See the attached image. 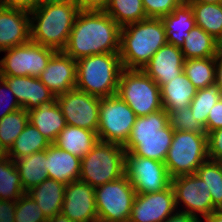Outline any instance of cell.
Segmentation results:
<instances>
[{
  "label": "cell",
  "instance_id": "obj_1",
  "mask_svg": "<svg viewBox=\"0 0 222 222\" xmlns=\"http://www.w3.org/2000/svg\"><path fill=\"white\" fill-rule=\"evenodd\" d=\"M121 27L106 13L79 11L63 52L74 60L119 53Z\"/></svg>",
  "mask_w": 222,
  "mask_h": 222
},
{
  "label": "cell",
  "instance_id": "obj_2",
  "mask_svg": "<svg viewBox=\"0 0 222 222\" xmlns=\"http://www.w3.org/2000/svg\"><path fill=\"white\" fill-rule=\"evenodd\" d=\"M166 44L161 18H147L121 27L119 55L123 69L142 70Z\"/></svg>",
  "mask_w": 222,
  "mask_h": 222
},
{
  "label": "cell",
  "instance_id": "obj_3",
  "mask_svg": "<svg viewBox=\"0 0 222 222\" xmlns=\"http://www.w3.org/2000/svg\"><path fill=\"white\" fill-rule=\"evenodd\" d=\"M78 12L76 2L37 6L29 13L31 41L63 51Z\"/></svg>",
  "mask_w": 222,
  "mask_h": 222
},
{
  "label": "cell",
  "instance_id": "obj_4",
  "mask_svg": "<svg viewBox=\"0 0 222 222\" xmlns=\"http://www.w3.org/2000/svg\"><path fill=\"white\" fill-rule=\"evenodd\" d=\"M174 130L168 123V112L163 108L146 116L137 117L126 144V152L164 162L172 143Z\"/></svg>",
  "mask_w": 222,
  "mask_h": 222
},
{
  "label": "cell",
  "instance_id": "obj_5",
  "mask_svg": "<svg viewBox=\"0 0 222 222\" xmlns=\"http://www.w3.org/2000/svg\"><path fill=\"white\" fill-rule=\"evenodd\" d=\"M78 90L101 98L115 95L123 70L119 53H102L78 59Z\"/></svg>",
  "mask_w": 222,
  "mask_h": 222
},
{
  "label": "cell",
  "instance_id": "obj_6",
  "mask_svg": "<svg viewBox=\"0 0 222 222\" xmlns=\"http://www.w3.org/2000/svg\"><path fill=\"white\" fill-rule=\"evenodd\" d=\"M125 149L99 141L81 159L80 178L92 187L115 181L125 175Z\"/></svg>",
  "mask_w": 222,
  "mask_h": 222
},
{
  "label": "cell",
  "instance_id": "obj_7",
  "mask_svg": "<svg viewBox=\"0 0 222 222\" xmlns=\"http://www.w3.org/2000/svg\"><path fill=\"white\" fill-rule=\"evenodd\" d=\"M207 134L174 131L164 164L171 178L195 174L202 163L207 161Z\"/></svg>",
  "mask_w": 222,
  "mask_h": 222
},
{
  "label": "cell",
  "instance_id": "obj_8",
  "mask_svg": "<svg viewBox=\"0 0 222 222\" xmlns=\"http://www.w3.org/2000/svg\"><path fill=\"white\" fill-rule=\"evenodd\" d=\"M116 94L137 117L163 109L160 87L143 70L123 69Z\"/></svg>",
  "mask_w": 222,
  "mask_h": 222
},
{
  "label": "cell",
  "instance_id": "obj_9",
  "mask_svg": "<svg viewBox=\"0 0 222 222\" xmlns=\"http://www.w3.org/2000/svg\"><path fill=\"white\" fill-rule=\"evenodd\" d=\"M137 116L117 94L101 98L97 137L124 146Z\"/></svg>",
  "mask_w": 222,
  "mask_h": 222
},
{
  "label": "cell",
  "instance_id": "obj_10",
  "mask_svg": "<svg viewBox=\"0 0 222 222\" xmlns=\"http://www.w3.org/2000/svg\"><path fill=\"white\" fill-rule=\"evenodd\" d=\"M135 195L125 175L95 187L98 222H128Z\"/></svg>",
  "mask_w": 222,
  "mask_h": 222
},
{
  "label": "cell",
  "instance_id": "obj_11",
  "mask_svg": "<svg viewBox=\"0 0 222 222\" xmlns=\"http://www.w3.org/2000/svg\"><path fill=\"white\" fill-rule=\"evenodd\" d=\"M3 52L7 53L0 60V76H32L38 78L56 50L30 40Z\"/></svg>",
  "mask_w": 222,
  "mask_h": 222
},
{
  "label": "cell",
  "instance_id": "obj_12",
  "mask_svg": "<svg viewBox=\"0 0 222 222\" xmlns=\"http://www.w3.org/2000/svg\"><path fill=\"white\" fill-rule=\"evenodd\" d=\"M125 176L136 194L160 192L171 185L164 162L125 153Z\"/></svg>",
  "mask_w": 222,
  "mask_h": 222
},
{
  "label": "cell",
  "instance_id": "obj_13",
  "mask_svg": "<svg viewBox=\"0 0 222 222\" xmlns=\"http://www.w3.org/2000/svg\"><path fill=\"white\" fill-rule=\"evenodd\" d=\"M56 99L68 125L97 133L101 97L74 88L56 96Z\"/></svg>",
  "mask_w": 222,
  "mask_h": 222
},
{
  "label": "cell",
  "instance_id": "obj_14",
  "mask_svg": "<svg viewBox=\"0 0 222 222\" xmlns=\"http://www.w3.org/2000/svg\"><path fill=\"white\" fill-rule=\"evenodd\" d=\"M171 185L175 193L176 209L183 202L186 212L190 215L209 216L214 210L210 190L205 181L196 174L179 175L171 178Z\"/></svg>",
  "mask_w": 222,
  "mask_h": 222
},
{
  "label": "cell",
  "instance_id": "obj_15",
  "mask_svg": "<svg viewBox=\"0 0 222 222\" xmlns=\"http://www.w3.org/2000/svg\"><path fill=\"white\" fill-rule=\"evenodd\" d=\"M175 211V193L170 185L160 192L136 194L128 222H164Z\"/></svg>",
  "mask_w": 222,
  "mask_h": 222
},
{
  "label": "cell",
  "instance_id": "obj_16",
  "mask_svg": "<svg viewBox=\"0 0 222 222\" xmlns=\"http://www.w3.org/2000/svg\"><path fill=\"white\" fill-rule=\"evenodd\" d=\"M61 213L74 222H98L95 187L81 180L66 184Z\"/></svg>",
  "mask_w": 222,
  "mask_h": 222
},
{
  "label": "cell",
  "instance_id": "obj_17",
  "mask_svg": "<svg viewBox=\"0 0 222 222\" xmlns=\"http://www.w3.org/2000/svg\"><path fill=\"white\" fill-rule=\"evenodd\" d=\"M38 78L55 96L68 92L76 86V60L56 51Z\"/></svg>",
  "mask_w": 222,
  "mask_h": 222
},
{
  "label": "cell",
  "instance_id": "obj_18",
  "mask_svg": "<svg viewBox=\"0 0 222 222\" xmlns=\"http://www.w3.org/2000/svg\"><path fill=\"white\" fill-rule=\"evenodd\" d=\"M184 60L180 48L167 43L151 57L142 70L161 88L183 73Z\"/></svg>",
  "mask_w": 222,
  "mask_h": 222
},
{
  "label": "cell",
  "instance_id": "obj_19",
  "mask_svg": "<svg viewBox=\"0 0 222 222\" xmlns=\"http://www.w3.org/2000/svg\"><path fill=\"white\" fill-rule=\"evenodd\" d=\"M30 40L29 12L0 6V52Z\"/></svg>",
  "mask_w": 222,
  "mask_h": 222
},
{
  "label": "cell",
  "instance_id": "obj_20",
  "mask_svg": "<svg viewBox=\"0 0 222 222\" xmlns=\"http://www.w3.org/2000/svg\"><path fill=\"white\" fill-rule=\"evenodd\" d=\"M10 87L21 108L26 111L38 108L55 95L39 80L32 76H0Z\"/></svg>",
  "mask_w": 222,
  "mask_h": 222
},
{
  "label": "cell",
  "instance_id": "obj_21",
  "mask_svg": "<svg viewBox=\"0 0 222 222\" xmlns=\"http://www.w3.org/2000/svg\"><path fill=\"white\" fill-rule=\"evenodd\" d=\"M46 169L48 178L69 184L79 180L81 158L51 144L46 149Z\"/></svg>",
  "mask_w": 222,
  "mask_h": 222
},
{
  "label": "cell",
  "instance_id": "obj_22",
  "mask_svg": "<svg viewBox=\"0 0 222 222\" xmlns=\"http://www.w3.org/2000/svg\"><path fill=\"white\" fill-rule=\"evenodd\" d=\"M28 113L29 122L51 143L55 142L58 134L67 125L56 96L52 100L42 103L38 108L28 111Z\"/></svg>",
  "mask_w": 222,
  "mask_h": 222
},
{
  "label": "cell",
  "instance_id": "obj_23",
  "mask_svg": "<svg viewBox=\"0 0 222 222\" xmlns=\"http://www.w3.org/2000/svg\"><path fill=\"white\" fill-rule=\"evenodd\" d=\"M161 20L166 31L167 43L179 48L189 35V31L196 25L193 9L185 2L176 7L172 13L161 17Z\"/></svg>",
  "mask_w": 222,
  "mask_h": 222
},
{
  "label": "cell",
  "instance_id": "obj_24",
  "mask_svg": "<svg viewBox=\"0 0 222 222\" xmlns=\"http://www.w3.org/2000/svg\"><path fill=\"white\" fill-rule=\"evenodd\" d=\"M65 186L63 182L47 178L27 193L38 203L45 217L50 219L62 211Z\"/></svg>",
  "mask_w": 222,
  "mask_h": 222
},
{
  "label": "cell",
  "instance_id": "obj_25",
  "mask_svg": "<svg viewBox=\"0 0 222 222\" xmlns=\"http://www.w3.org/2000/svg\"><path fill=\"white\" fill-rule=\"evenodd\" d=\"M160 89L162 105L167 112L190 106L197 93V88L190 82L184 72L169 80Z\"/></svg>",
  "mask_w": 222,
  "mask_h": 222
},
{
  "label": "cell",
  "instance_id": "obj_26",
  "mask_svg": "<svg viewBox=\"0 0 222 222\" xmlns=\"http://www.w3.org/2000/svg\"><path fill=\"white\" fill-rule=\"evenodd\" d=\"M97 142L95 131L67 124L53 144L82 159Z\"/></svg>",
  "mask_w": 222,
  "mask_h": 222
},
{
  "label": "cell",
  "instance_id": "obj_27",
  "mask_svg": "<svg viewBox=\"0 0 222 222\" xmlns=\"http://www.w3.org/2000/svg\"><path fill=\"white\" fill-rule=\"evenodd\" d=\"M180 50L184 59L216 57L222 51V45L199 26L189 31Z\"/></svg>",
  "mask_w": 222,
  "mask_h": 222
},
{
  "label": "cell",
  "instance_id": "obj_28",
  "mask_svg": "<svg viewBox=\"0 0 222 222\" xmlns=\"http://www.w3.org/2000/svg\"><path fill=\"white\" fill-rule=\"evenodd\" d=\"M21 183L27 192L48 178L46 169V150L35 152L27 157L14 160Z\"/></svg>",
  "mask_w": 222,
  "mask_h": 222
},
{
  "label": "cell",
  "instance_id": "obj_29",
  "mask_svg": "<svg viewBox=\"0 0 222 222\" xmlns=\"http://www.w3.org/2000/svg\"><path fill=\"white\" fill-rule=\"evenodd\" d=\"M51 144L32 123L28 122L7 151V156L14 161L21 157L30 156L35 152L46 150Z\"/></svg>",
  "mask_w": 222,
  "mask_h": 222
},
{
  "label": "cell",
  "instance_id": "obj_30",
  "mask_svg": "<svg viewBox=\"0 0 222 222\" xmlns=\"http://www.w3.org/2000/svg\"><path fill=\"white\" fill-rule=\"evenodd\" d=\"M194 12L195 24L222 45V4H189Z\"/></svg>",
  "mask_w": 222,
  "mask_h": 222
},
{
  "label": "cell",
  "instance_id": "obj_31",
  "mask_svg": "<svg viewBox=\"0 0 222 222\" xmlns=\"http://www.w3.org/2000/svg\"><path fill=\"white\" fill-rule=\"evenodd\" d=\"M215 71L216 57L184 60L183 72L197 89L216 83Z\"/></svg>",
  "mask_w": 222,
  "mask_h": 222
},
{
  "label": "cell",
  "instance_id": "obj_32",
  "mask_svg": "<svg viewBox=\"0 0 222 222\" xmlns=\"http://www.w3.org/2000/svg\"><path fill=\"white\" fill-rule=\"evenodd\" d=\"M25 193L14 161L8 156L0 160V200L17 201Z\"/></svg>",
  "mask_w": 222,
  "mask_h": 222
},
{
  "label": "cell",
  "instance_id": "obj_33",
  "mask_svg": "<svg viewBox=\"0 0 222 222\" xmlns=\"http://www.w3.org/2000/svg\"><path fill=\"white\" fill-rule=\"evenodd\" d=\"M105 12L120 27L147 19L142 0H110Z\"/></svg>",
  "mask_w": 222,
  "mask_h": 222
},
{
  "label": "cell",
  "instance_id": "obj_34",
  "mask_svg": "<svg viewBox=\"0 0 222 222\" xmlns=\"http://www.w3.org/2000/svg\"><path fill=\"white\" fill-rule=\"evenodd\" d=\"M195 174L205 181L210 190L215 209H222V163L207 160L201 164Z\"/></svg>",
  "mask_w": 222,
  "mask_h": 222
},
{
  "label": "cell",
  "instance_id": "obj_35",
  "mask_svg": "<svg viewBox=\"0 0 222 222\" xmlns=\"http://www.w3.org/2000/svg\"><path fill=\"white\" fill-rule=\"evenodd\" d=\"M29 122V113L21 108L0 120V144L8 151Z\"/></svg>",
  "mask_w": 222,
  "mask_h": 222
},
{
  "label": "cell",
  "instance_id": "obj_36",
  "mask_svg": "<svg viewBox=\"0 0 222 222\" xmlns=\"http://www.w3.org/2000/svg\"><path fill=\"white\" fill-rule=\"evenodd\" d=\"M222 97L216 83L203 89H197V93L191 101L190 110L195 120L201 122L207 130V118L213 105Z\"/></svg>",
  "mask_w": 222,
  "mask_h": 222
},
{
  "label": "cell",
  "instance_id": "obj_37",
  "mask_svg": "<svg viewBox=\"0 0 222 222\" xmlns=\"http://www.w3.org/2000/svg\"><path fill=\"white\" fill-rule=\"evenodd\" d=\"M168 123L174 131H191L207 134L206 127L201 122L194 119L190 106L168 112Z\"/></svg>",
  "mask_w": 222,
  "mask_h": 222
},
{
  "label": "cell",
  "instance_id": "obj_38",
  "mask_svg": "<svg viewBox=\"0 0 222 222\" xmlns=\"http://www.w3.org/2000/svg\"><path fill=\"white\" fill-rule=\"evenodd\" d=\"M15 222H47L43 211L38 203L28 193L23 194L16 201V210L14 214Z\"/></svg>",
  "mask_w": 222,
  "mask_h": 222
},
{
  "label": "cell",
  "instance_id": "obj_39",
  "mask_svg": "<svg viewBox=\"0 0 222 222\" xmlns=\"http://www.w3.org/2000/svg\"><path fill=\"white\" fill-rule=\"evenodd\" d=\"M184 0H142L147 18H161L172 13Z\"/></svg>",
  "mask_w": 222,
  "mask_h": 222
},
{
  "label": "cell",
  "instance_id": "obj_40",
  "mask_svg": "<svg viewBox=\"0 0 222 222\" xmlns=\"http://www.w3.org/2000/svg\"><path fill=\"white\" fill-rule=\"evenodd\" d=\"M0 85L2 86V87L0 86V110H1L0 120H1L7 114L13 113L21 109V106L19 105L17 98L14 95V93L11 91L10 87L1 77H0ZM7 91L11 94V96H13L12 98L9 95V93H7ZM8 95L10 96V100L8 98L9 97ZM6 102H8V105Z\"/></svg>",
  "mask_w": 222,
  "mask_h": 222
},
{
  "label": "cell",
  "instance_id": "obj_41",
  "mask_svg": "<svg viewBox=\"0 0 222 222\" xmlns=\"http://www.w3.org/2000/svg\"><path fill=\"white\" fill-rule=\"evenodd\" d=\"M209 160L222 163V128L207 134Z\"/></svg>",
  "mask_w": 222,
  "mask_h": 222
},
{
  "label": "cell",
  "instance_id": "obj_42",
  "mask_svg": "<svg viewBox=\"0 0 222 222\" xmlns=\"http://www.w3.org/2000/svg\"><path fill=\"white\" fill-rule=\"evenodd\" d=\"M222 128V97L211 108L207 118V134Z\"/></svg>",
  "mask_w": 222,
  "mask_h": 222
},
{
  "label": "cell",
  "instance_id": "obj_43",
  "mask_svg": "<svg viewBox=\"0 0 222 222\" xmlns=\"http://www.w3.org/2000/svg\"><path fill=\"white\" fill-rule=\"evenodd\" d=\"M110 0H76L79 11L105 12Z\"/></svg>",
  "mask_w": 222,
  "mask_h": 222
},
{
  "label": "cell",
  "instance_id": "obj_44",
  "mask_svg": "<svg viewBox=\"0 0 222 222\" xmlns=\"http://www.w3.org/2000/svg\"><path fill=\"white\" fill-rule=\"evenodd\" d=\"M0 6L30 13L37 7V0H0Z\"/></svg>",
  "mask_w": 222,
  "mask_h": 222
},
{
  "label": "cell",
  "instance_id": "obj_45",
  "mask_svg": "<svg viewBox=\"0 0 222 222\" xmlns=\"http://www.w3.org/2000/svg\"><path fill=\"white\" fill-rule=\"evenodd\" d=\"M16 201L0 200V222H15Z\"/></svg>",
  "mask_w": 222,
  "mask_h": 222
},
{
  "label": "cell",
  "instance_id": "obj_46",
  "mask_svg": "<svg viewBox=\"0 0 222 222\" xmlns=\"http://www.w3.org/2000/svg\"><path fill=\"white\" fill-rule=\"evenodd\" d=\"M164 222H202L199 219V216L190 215L186 212H182L181 210H177V212L173 213L169 216Z\"/></svg>",
  "mask_w": 222,
  "mask_h": 222
},
{
  "label": "cell",
  "instance_id": "obj_47",
  "mask_svg": "<svg viewBox=\"0 0 222 222\" xmlns=\"http://www.w3.org/2000/svg\"><path fill=\"white\" fill-rule=\"evenodd\" d=\"M216 84L222 95V51L216 56Z\"/></svg>",
  "mask_w": 222,
  "mask_h": 222
},
{
  "label": "cell",
  "instance_id": "obj_48",
  "mask_svg": "<svg viewBox=\"0 0 222 222\" xmlns=\"http://www.w3.org/2000/svg\"><path fill=\"white\" fill-rule=\"evenodd\" d=\"M205 222H222V209L214 210L209 216L205 217Z\"/></svg>",
  "mask_w": 222,
  "mask_h": 222
},
{
  "label": "cell",
  "instance_id": "obj_49",
  "mask_svg": "<svg viewBox=\"0 0 222 222\" xmlns=\"http://www.w3.org/2000/svg\"><path fill=\"white\" fill-rule=\"evenodd\" d=\"M76 0H37V6L62 4L66 2H75Z\"/></svg>",
  "mask_w": 222,
  "mask_h": 222
},
{
  "label": "cell",
  "instance_id": "obj_50",
  "mask_svg": "<svg viewBox=\"0 0 222 222\" xmlns=\"http://www.w3.org/2000/svg\"><path fill=\"white\" fill-rule=\"evenodd\" d=\"M47 222H74L68 217L64 216L62 213L55 215L54 217L48 219Z\"/></svg>",
  "mask_w": 222,
  "mask_h": 222
},
{
  "label": "cell",
  "instance_id": "obj_51",
  "mask_svg": "<svg viewBox=\"0 0 222 222\" xmlns=\"http://www.w3.org/2000/svg\"><path fill=\"white\" fill-rule=\"evenodd\" d=\"M187 4L193 3H213V4H222V0H184Z\"/></svg>",
  "mask_w": 222,
  "mask_h": 222
},
{
  "label": "cell",
  "instance_id": "obj_52",
  "mask_svg": "<svg viewBox=\"0 0 222 222\" xmlns=\"http://www.w3.org/2000/svg\"><path fill=\"white\" fill-rule=\"evenodd\" d=\"M5 157H7V151L0 144V160L4 159Z\"/></svg>",
  "mask_w": 222,
  "mask_h": 222
}]
</instances>
